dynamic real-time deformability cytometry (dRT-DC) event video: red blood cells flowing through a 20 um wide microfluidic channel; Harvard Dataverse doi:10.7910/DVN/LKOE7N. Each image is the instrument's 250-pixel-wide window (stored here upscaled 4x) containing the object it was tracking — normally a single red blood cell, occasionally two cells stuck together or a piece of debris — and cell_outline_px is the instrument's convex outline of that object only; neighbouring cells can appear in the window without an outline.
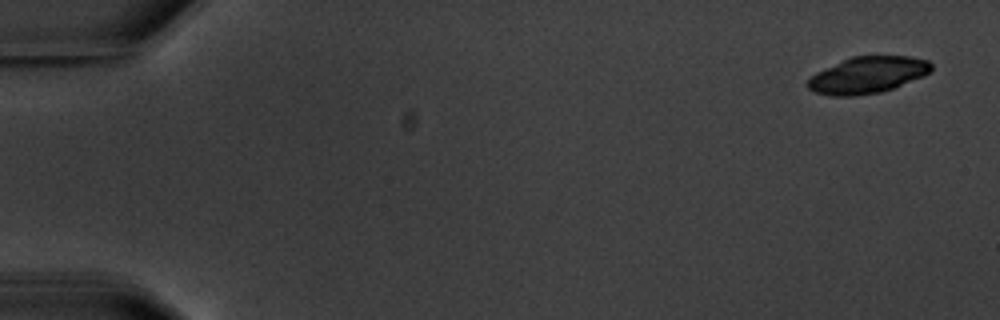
{"species": "common noctule bat (a hibernating species)", "species_latin": "Nyctalus noctula", "temperature_condition": "warm", "stored_images_in_passage": 8, "segment_of_instrument_passage": [1, 2], "camera_frame_rate_fps": 3000, "um_per_image_px": 0.085, "animal": {"sex": "male", "body_mass_g": 20.1, "forearm_length_mm": 53.5}, "frame": {"image": 1, "passage_image": 1, "time_ms": 0.0, "image_size_px": [1000, 320], "cell_outline_px": [[932, 68], [924, 76], [892, 88], [880, 92], [856, 96], [832, 96], [816, 92], [808, 88], [808, 80], [816, 72], [852, 56], [908, 56], [928, 60], [932, 64]], "centroid_in_image_um": [73.76, 6.37], "position_along_channel_um": 11.2, "area_um2": 26.07}}